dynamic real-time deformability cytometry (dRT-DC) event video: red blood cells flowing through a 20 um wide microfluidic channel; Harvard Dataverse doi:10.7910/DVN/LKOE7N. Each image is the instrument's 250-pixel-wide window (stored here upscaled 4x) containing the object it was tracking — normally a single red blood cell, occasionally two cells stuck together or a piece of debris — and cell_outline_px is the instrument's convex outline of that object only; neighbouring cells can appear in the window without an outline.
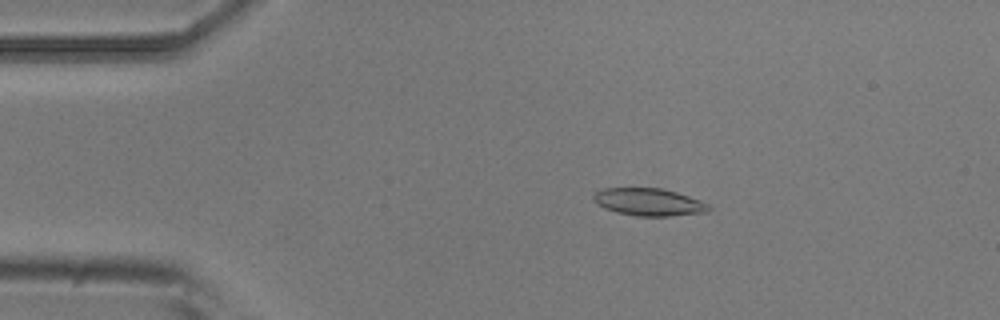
{"species": "common noctule bat (a hibernating species)", "species_latin": "Nyctalus noctula", "temperature_condition": "room temperature", "stored_images_in_passage": 48, "camera_frame_rate_fps": 3000, "um_per_image_px": 0.085, "animal": {"sex": "male", "body_mass_g": 20.5, "forearm_length_mm": 52.5}, "frame": {"image": 1, "passage_image": 4, "time_ms": 1.0, "image_size_px": [1000, 320], "cell_outline_px": [[712, 208], [708, 212], [668, 216], [636, 216], [616, 212], [604, 208], [596, 204], [592, 196], [596, 192], [604, 188], [660, 188], [676, 192], [700, 200], [708, 204]], "centroid_in_image_um": [55.14, 17.18], "position_along_channel_um": 29.9, "area_um2": 18.44}}
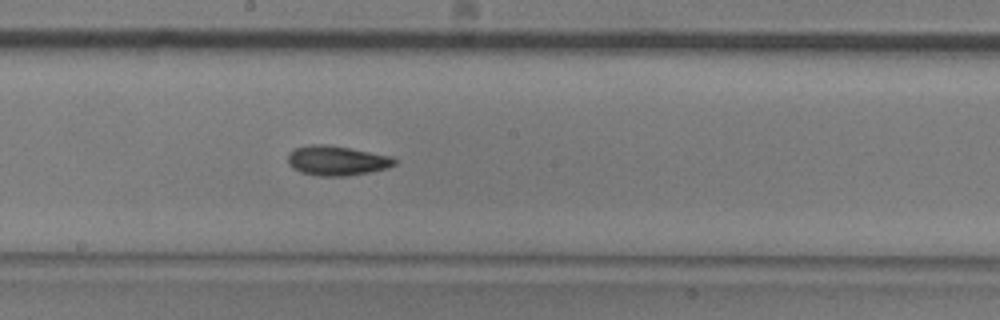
{"frame": {"image": 2, "passage_image": 23, "time_ms": 7.333, "image_size_px": [1000, 320], "cell_outline_px": [[396, 164], [388, 168], [348, 176], [320, 176], [300, 172], [292, 168], [288, 164], [288, 152], [292, 148], [308, 144], [328, 144], [392, 156], [396, 160]], "centroid_in_image_um": [28.59, 13.64], "position_along_channel_um": 219.6, "area_um2": 18.73}}
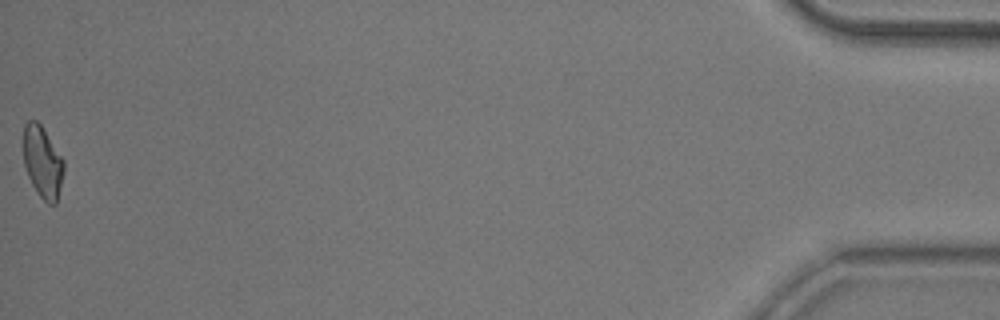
{"frame": {"image": 3, "passage_image": 48, "time_ms": 15.667, "image_size_px": [1000, 320], "cell_outline_px": [[64, 172], [56, 204], [48, 204], [36, 192], [28, 176], [24, 164], [24, 124], [28, 120], [36, 120], [40, 124], [64, 160]], "centroid_in_image_um": [3.62, 13.79], "position_along_channel_um": 431.6, "area_um2": 16.76}, "authors_computed_cell_mechanics": {"area_um2": 17.629, "velocity_mm_per_s": 3.7547, "shape_relaxation_time_tau1_ms": 4.9001, "shape_relaxation_time_tau2_ms": 3.5997, "deformation_change_tau1": 0.1331, "deformation_change_tau2": 0.0881}}